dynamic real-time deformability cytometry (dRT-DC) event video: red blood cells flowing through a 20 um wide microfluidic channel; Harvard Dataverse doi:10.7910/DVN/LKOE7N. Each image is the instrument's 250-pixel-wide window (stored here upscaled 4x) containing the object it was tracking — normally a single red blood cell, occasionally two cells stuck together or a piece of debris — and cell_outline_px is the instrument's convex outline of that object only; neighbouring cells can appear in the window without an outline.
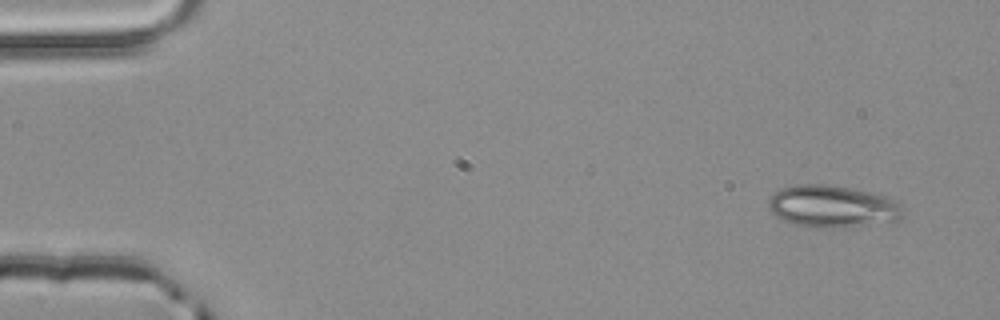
{"species": "common noctule bat (a hibernating species)", "species_latin": "Nyctalus noctula", "temperature_condition": "room temperature", "stored_images_in_passage": 3, "camera_frame_rate_fps": 3000, "um_per_image_px": 0.085, "animal": {"sex": "male", "body_mass_g": 20.4}, "frame": {"image": 1, "passage_image": 1, "time_ms": 0.0, "image_size_px": [1000, 320], "cell_outline_px": [[904, 216], [900, 220], [828, 228], [812, 228], [796, 224], [784, 220], [776, 216], [772, 212], [768, 204], [768, 196], [784, 188], [796, 184], [824, 184], [872, 192], [884, 196], [892, 200], [904, 212]], "centroid_in_image_um": [70.71, 17.54], "position_along_channel_um": 14.3, "area_um2": 32.48}}